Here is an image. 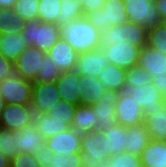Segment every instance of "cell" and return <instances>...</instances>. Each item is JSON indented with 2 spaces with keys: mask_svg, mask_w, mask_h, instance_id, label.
I'll list each match as a JSON object with an SVG mask.
<instances>
[{
  "mask_svg": "<svg viewBox=\"0 0 166 167\" xmlns=\"http://www.w3.org/2000/svg\"><path fill=\"white\" fill-rule=\"evenodd\" d=\"M126 73V69L108 63L97 78L106 90L122 92L126 84Z\"/></svg>",
  "mask_w": 166,
  "mask_h": 167,
  "instance_id": "484cf974",
  "label": "cell"
},
{
  "mask_svg": "<svg viewBox=\"0 0 166 167\" xmlns=\"http://www.w3.org/2000/svg\"><path fill=\"white\" fill-rule=\"evenodd\" d=\"M80 81L84 87L82 105H91L102 99L106 89L97 77L80 75Z\"/></svg>",
  "mask_w": 166,
  "mask_h": 167,
  "instance_id": "f546056e",
  "label": "cell"
},
{
  "mask_svg": "<svg viewBox=\"0 0 166 167\" xmlns=\"http://www.w3.org/2000/svg\"><path fill=\"white\" fill-rule=\"evenodd\" d=\"M128 21L145 27L147 30L162 23L154 0H123Z\"/></svg>",
  "mask_w": 166,
  "mask_h": 167,
  "instance_id": "8992f818",
  "label": "cell"
},
{
  "mask_svg": "<svg viewBox=\"0 0 166 167\" xmlns=\"http://www.w3.org/2000/svg\"><path fill=\"white\" fill-rule=\"evenodd\" d=\"M106 53L108 63L117 67L129 69L138 64L140 49L138 47L114 43L111 46L101 47Z\"/></svg>",
  "mask_w": 166,
  "mask_h": 167,
  "instance_id": "e0dca14e",
  "label": "cell"
},
{
  "mask_svg": "<svg viewBox=\"0 0 166 167\" xmlns=\"http://www.w3.org/2000/svg\"><path fill=\"white\" fill-rule=\"evenodd\" d=\"M46 145V139L32 124L16 131V150L20 153L34 154L39 147Z\"/></svg>",
  "mask_w": 166,
  "mask_h": 167,
  "instance_id": "44dd1931",
  "label": "cell"
},
{
  "mask_svg": "<svg viewBox=\"0 0 166 167\" xmlns=\"http://www.w3.org/2000/svg\"><path fill=\"white\" fill-rule=\"evenodd\" d=\"M151 77L166 75V55L144 46L139 53L138 64Z\"/></svg>",
  "mask_w": 166,
  "mask_h": 167,
  "instance_id": "ffe728a7",
  "label": "cell"
},
{
  "mask_svg": "<svg viewBox=\"0 0 166 167\" xmlns=\"http://www.w3.org/2000/svg\"><path fill=\"white\" fill-rule=\"evenodd\" d=\"M108 64L106 53L103 48L78 54L75 71L79 75L98 77Z\"/></svg>",
  "mask_w": 166,
  "mask_h": 167,
  "instance_id": "2e32d148",
  "label": "cell"
},
{
  "mask_svg": "<svg viewBox=\"0 0 166 167\" xmlns=\"http://www.w3.org/2000/svg\"><path fill=\"white\" fill-rule=\"evenodd\" d=\"M33 82L13 74L0 81V94L5 104L30 105Z\"/></svg>",
  "mask_w": 166,
  "mask_h": 167,
  "instance_id": "52a82bcc",
  "label": "cell"
},
{
  "mask_svg": "<svg viewBox=\"0 0 166 167\" xmlns=\"http://www.w3.org/2000/svg\"><path fill=\"white\" fill-rule=\"evenodd\" d=\"M163 22H166V0H154Z\"/></svg>",
  "mask_w": 166,
  "mask_h": 167,
  "instance_id": "f6af8a7d",
  "label": "cell"
},
{
  "mask_svg": "<svg viewBox=\"0 0 166 167\" xmlns=\"http://www.w3.org/2000/svg\"><path fill=\"white\" fill-rule=\"evenodd\" d=\"M143 167H166V141L151 139L140 155Z\"/></svg>",
  "mask_w": 166,
  "mask_h": 167,
  "instance_id": "603a6c76",
  "label": "cell"
},
{
  "mask_svg": "<svg viewBox=\"0 0 166 167\" xmlns=\"http://www.w3.org/2000/svg\"><path fill=\"white\" fill-rule=\"evenodd\" d=\"M147 33L148 30L145 27L131 21L119 26H109L100 31L101 47L120 43L132 45L141 50L146 46Z\"/></svg>",
  "mask_w": 166,
  "mask_h": 167,
  "instance_id": "7a4b0ae2",
  "label": "cell"
},
{
  "mask_svg": "<svg viewBox=\"0 0 166 167\" xmlns=\"http://www.w3.org/2000/svg\"><path fill=\"white\" fill-rule=\"evenodd\" d=\"M59 94L55 81L33 82L30 106L34 114L47 113L60 100Z\"/></svg>",
  "mask_w": 166,
  "mask_h": 167,
  "instance_id": "30bf717a",
  "label": "cell"
},
{
  "mask_svg": "<svg viewBox=\"0 0 166 167\" xmlns=\"http://www.w3.org/2000/svg\"><path fill=\"white\" fill-rule=\"evenodd\" d=\"M34 115L30 105L5 104L0 116V126L8 130L19 131L33 123Z\"/></svg>",
  "mask_w": 166,
  "mask_h": 167,
  "instance_id": "8fae6325",
  "label": "cell"
},
{
  "mask_svg": "<svg viewBox=\"0 0 166 167\" xmlns=\"http://www.w3.org/2000/svg\"><path fill=\"white\" fill-rule=\"evenodd\" d=\"M22 35L29 46L46 53L61 38L60 27L55 23H43L38 19L24 22Z\"/></svg>",
  "mask_w": 166,
  "mask_h": 167,
  "instance_id": "277c9868",
  "label": "cell"
},
{
  "mask_svg": "<svg viewBox=\"0 0 166 167\" xmlns=\"http://www.w3.org/2000/svg\"><path fill=\"white\" fill-rule=\"evenodd\" d=\"M10 167H40L32 154L18 153L10 160Z\"/></svg>",
  "mask_w": 166,
  "mask_h": 167,
  "instance_id": "60d3db41",
  "label": "cell"
},
{
  "mask_svg": "<svg viewBox=\"0 0 166 167\" xmlns=\"http://www.w3.org/2000/svg\"><path fill=\"white\" fill-rule=\"evenodd\" d=\"M0 167H10V159L0 152Z\"/></svg>",
  "mask_w": 166,
  "mask_h": 167,
  "instance_id": "7dc6e473",
  "label": "cell"
},
{
  "mask_svg": "<svg viewBox=\"0 0 166 167\" xmlns=\"http://www.w3.org/2000/svg\"><path fill=\"white\" fill-rule=\"evenodd\" d=\"M97 116L91 105L76 108L71 127L81 134L96 130Z\"/></svg>",
  "mask_w": 166,
  "mask_h": 167,
  "instance_id": "83f0119b",
  "label": "cell"
},
{
  "mask_svg": "<svg viewBox=\"0 0 166 167\" xmlns=\"http://www.w3.org/2000/svg\"><path fill=\"white\" fill-rule=\"evenodd\" d=\"M156 89L160 92L162 97L166 99V75L154 76L151 79Z\"/></svg>",
  "mask_w": 166,
  "mask_h": 167,
  "instance_id": "ee69618b",
  "label": "cell"
},
{
  "mask_svg": "<svg viewBox=\"0 0 166 167\" xmlns=\"http://www.w3.org/2000/svg\"><path fill=\"white\" fill-rule=\"evenodd\" d=\"M83 167H107L110 157L107 138L102 131L94 130L81 135V150Z\"/></svg>",
  "mask_w": 166,
  "mask_h": 167,
  "instance_id": "3957f363",
  "label": "cell"
},
{
  "mask_svg": "<svg viewBox=\"0 0 166 167\" xmlns=\"http://www.w3.org/2000/svg\"><path fill=\"white\" fill-rule=\"evenodd\" d=\"M45 54V51L35 46H28L14 62L15 74L33 82L37 73H41L42 58Z\"/></svg>",
  "mask_w": 166,
  "mask_h": 167,
  "instance_id": "9c48e42d",
  "label": "cell"
},
{
  "mask_svg": "<svg viewBox=\"0 0 166 167\" xmlns=\"http://www.w3.org/2000/svg\"><path fill=\"white\" fill-rule=\"evenodd\" d=\"M39 4V0H17L12 8L24 22H27L38 19Z\"/></svg>",
  "mask_w": 166,
  "mask_h": 167,
  "instance_id": "d590c367",
  "label": "cell"
},
{
  "mask_svg": "<svg viewBox=\"0 0 166 167\" xmlns=\"http://www.w3.org/2000/svg\"><path fill=\"white\" fill-rule=\"evenodd\" d=\"M23 25V19L13 8L0 9V35L8 34L12 31L22 32Z\"/></svg>",
  "mask_w": 166,
  "mask_h": 167,
  "instance_id": "4dcf8cb0",
  "label": "cell"
},
{
  "mask_svg": "<svg viewBox=\"0 0 166 167\" xmlns=\"http://www.w3.org/2000/svg\"><path fill=\"white\" fill-rule=\"evenodd\" d=\"M52 62L60 72L72 71L75 69L78 53L63 38H60L47 52Z\"/></svg>",
  "mask_w": 166,
  "mask_h": 167,
  "instance_id": "d6986e66",
  "label": "cell"
},
{
  "mask_svg": "<svg viewBox=\"0 0 166 167\" xmlns=\"http://www.w3.org/2000/svg\"><path fill=\"white\" fill-rule=\"evenodd\" d=\"M122 92L130 95L143 109L144 118L166 102L152 81L138 87L125 85Z\"/></svg>",
  "mask_w": 166,
  "mask_h": 167,
  "instance_id": "ba28073f",
  "label": "cell"
},
{
  "mask_svg": "<svg viewBox=\"0 0 166 167\" xmlns=\"http://www.w3.org/2000/svg\"><path fill=\"white\" fill-rule=\"evenodd\" d=\"M28 46L22 32L12 31L8 34L0 35V53L12 62H15Z\"/></svg>",
  "mask_w": 166,
  "mask_h": 167,
  "instance_id": "7402d4cb",
  "label": "cell"
},
{
  "mask_svg": "<svg viewBox=\"0 0 166 167\" xmlns=\"http://www.w3.org/2000/svg\"><path fill=\"white\" fill-rule=\"evenodd\" d=\"M4 106H5V102H4L3 97L0 94V116H1V114L3 112Z\"/></svg>",
  "mask_w": 166,
  "mask_h": 167,
  "instance_id": "c3c4849f",
  "label": "cell"
},
{
  "mask_svg": "<svg viewBox=\"0 0 166 167\" xmlns=\"http://www.w3.org/2000/svg\"><path fill=\"white\" fill-rule=\"evenodd\" d=\"M150 140L144 122L138 125L128 126L125 152L140 156Z\"/></svg>",
  "mask_w": 166,
  "mask_h": 167,
  "instance_id": "cb8c5ba5",
  "label": "cell"
},
{
  "mask_svg": "<svg viewBox=\"0 0 166 167\" xmlns=\"http://www.w3.org/2000/svg\"><path fill=\"white\" fill-rule=\"evenodd\" d=\"M33 125L45 139L71 128L68 123L52 118L48 113L34 115Z\"/></svg>",
  "mask_w": 166,
  "mask_h": 167,
  "instance_id": "4316f807",
  "label": "cell"
},
{
  "mask_svg": "<svg viewBox=\"0 0 166 167\" xmlns=\"http://www.w3.org/2000/svg\"><path fill=\"white\" fill-rule=\"evenodd\" d=\"M77 107V105L70 104L67 101L60 99L56 105L49 109L47 113L52 118L58 119L59 121H64L71 126Z\"/></svg>",
  "mask_w": 166,
  "mask_h": 167,
  "instance_id": "e575fe53",
  "label": "cell"
},
{
  "mask_svg": "<svg viewBox=\"0 0 166 167\" xmlns=\"http://www.w3.org/2000/svg\"><path fill=\"white\" fill-rule=\"evenodd\" d=\"M115 105L116 123L128 127L144 122L142 107L130 95L120 92Z\"/></svg>",
  "mask_w": 166,
  "mask_h": 167,
  "instance_id": "4fadbf2b",
  "label": "cell"
},
{
  "mask_svg": "<svg viewBox=\"0 0 166 167\" xmlns=\"http://www.w3.org/2000/svg\"><path fill=\"white\" fill-rule=\"evenodd\" d=\"M81 135L80 132L71 127L46 139V146L54 154L61 153L62 155H67L69 153H80Z\"/></svg>",
  "mask_w": 166,
  "mask_h": 167,
  "instance_id": "ac0fdd59",
  "label": "cell"
},
{
  "mask_svg": "<svg viewBox=\"0 0 166 167\" xmlns=\"http://www.w3.org/2000/svg\"><path fill=\"white\" fill-rule=\"evenodd\" d=\"M38 20L43 23L57 24L61 11V0H39Z\"/></svg>",
  "mask_w": 166,
  "mask_h": 167,
  "instance_id": "d6a6232c",
  "label": "cell"
},
{
  "mask_svg": "<svg viewBox=\"0 0 166 167\" xmlns=\"http://www.w3.org/2000/svg\"><path fill=\"white\" fill-rule=\"evenodd\" d=\"M146 46L166 55V22L148 30Z\"/></svg>",
  "mask_w": 166,
  "mask_h": 167,
  "instance_id": "836d02e7",
  "label": "cell"
},
{
  "mask_svg": "<svg viewBox=\"0 0 166 167\" xmlns=\"http://www.w3.org/2000/svg\"><path fill=\"white\" fill-rule=\"evenodd\" d=\"M15 74L14 62L8 60L0 53V81Z\"/></svg>",
  "mask_w": 166,
  "mask_h": 167,
  "instance_id": "b9f144b4",
  "label": "cell"
},
{
  "mask_svg": "<svg viewBox=\"0 0 166 167\" xmlns=\"http://www.w3.org/2000/svg\"><path fill=\"white\" fill-rule=\"evenodd\" d=\"M55 83L60 99L73 105H82L84 87L80 81V75L75 70L61 72Z\"/></svg>",
  "mask_w": 166,
  "mask_h": 167,
  "instance_id": "7c38bea8",
  "label": "cell"
},
{
  "mask_svg": "<svg viewBox=\"0 0 166 167\" xmlns=\"http://www.w3.org/2000/svg\"><path fill=\"white\" fill-rule=\"evenodd\" d=\"M61 38L79 54L101 47L100 30L86 16L72 20L60 27Z\"/></svg>",
  "mask_w": 166,
  "mask_h": 167,
  "instance_id": "6da1fadb",
  "label": "cell"
},
{
  "mask_svg": "<svg viewBox=\"0 0 166 167\" xmlns=\"http://www.w3.org/2000/svg\"><path fill=\"white\" fill-rule=\"evenodd\" d=\"M33 156L40 167H83L81 153L54 154L46 145L35 150Z\"/></svg>",
  "mask_w": 166,
  "mask_h": 167,
  "instance_id": "5bb4252c",
  "label": "cell"
},
{
  "mask_svg": "<svg viewBox=\"0 0 166 167\" xmlns=\"http://www.w3.org/2000/svg\"><path fill=\"white\" fill-rule=\"evenodd\" d=\"M107 167H140V156L130 154L128 152H121L111 155L107 159Z\"/></svg>",
  "mask_w": 166,
  "mask_h": 167,
  "instance_id": "74e56055",
  "label": "cell"
},
{
  "mask_svg": "<svg viewBox=\"0 0 166 167\" xmlns=\"http://www.w3.org/2000/svg\"><path fill=\"white\" fill-rule=\"evenodd\" d=\"M83 16L80 0H61V11L57 17V25L61 27Z\"/></svg>",
  "mask_w": 166,
  "mask_h": 167,
  "instance_id": "1f68e13d",
  "label": "cell"
},
{
  "mask_svg": "<svg viewBox=\"0 0 166 167\" xmlns=\"http://www.w3.org/2000/svg\"><path fill=\"white\" fill-rule=\"evenodd\" d=\"M17 0H0L1 8H12Z\"/></svg>",
  "mask_w": 166,
  "mask_h": 167,
  "instance_id": "bcb514c9",
  "label": "cell"
},
{
  "mask_svg": "<svg viewBox=\"0 0 166 167\" xmlns=\"http://www.w3.org/2000/svg\"><path fill=\"white\" fill-rule=\"evenodd\" d=\"M16 131L0 126V152L10 160L18 154L16 150Z\"/></svg>",
  "mask_w": 166,
  "mask_h": 167,
  "instance_id": "8d00e7d4",
  "label": "cell"
},
{
  "mask_svg": "<svg viewBox=\"0 0 166 167\" xmlns=\"http://www.w3.org/2000/svg\"><path fill=\"white\" fill-rule=\"evenodd\" d=\"M151 79L152 77L143 68L134 65L127 69L125 85L138 87L147 84Z\"/></svg>",
  "mask_w": 166,
  "mask_h": 167,
  "instance_id": "ab89813d",
  "label": "cell"
},
{
  "mask_svg": "<svg viewBox=\"0 0 166 167\" xmlns=\"http://www.w3.org/2000/svg\"><path fill=\"white\" fill-rule=\"evenodd\" d=\"M60 71L54 65L51 57L46 53L42 58L41 73H37L33 82H52L56 81L60 75Z\"/></svg>",
  "mask_w": 166,
  "mask_h": 167,
  "instance_id": "f35d334b",
  "label": "cell"
},
{
  "mask_svg": "<svg viewBox=\"0 0 166 167\" xmlns=\"http://www.w3.org/2000/svg\"><path fill=\"white\" fill-rule=\"evenodd\" d=\"M86 18L100 31L128 21L123 0H106L101 9L87 14Z\"/></svg>",
  "mask_w": 166,
  "mask_h": 167,
  "instance_id": "5b68a950",
  "label": "cell"
},
{
  "mask_svg": "<svg viewBox=\"0 0 166 167\" xmlns=\"http://www.w3.org/2000/svg\"><path fill=\"white\" fill-rule=\"evenodd\" d=\"M150 139L166 141V102L144 118Z\"/></svg>",
  "mask_w": 166,
  "mask_h": 167,
  "instance_id": "d4e9b609",
  "label": "cell"
},
{
  "mask_svg": "<svg viewBox=\"0 0 166 167\" xmlns=\"http://www.w3.org/2000/svg\"><path fill=\"white\" fill-rule=\"evenodd\" d=\"M105 1L106 0H80L84 16L101 9Z\"/></svg>",
  "mask_w": 166,
  "mask_h": 167,
  "instance_id": "7bdbcfd3",
  "label": "cell"
},
{
  "mask_svg": "<svg viewBox=\"0 0 166 167\" xmlns=\"http://www.w3.org/2000/svg\"><path fill=\"white\" fill-rule=\"evenodd\" d=\"M118 91L105 90L102 99L94 104H91L97 116L96 130H104L105 128L116 123L115 112L116 102L119 96Z\"/></svg>",
  "mask_w": 166,
  "mask_h": 167,
  "instance_id": "9a60e30c",
  "label": "cell"
},
{
  "mask_svg": "<svg viewBox=\"0 0 166 167\" xmlns=\"http://www.w3.org/2000/svg\"><path fill=\"white\" fill-rule=\"evenodd\" d=\"M102 133L107 138L110 156L125 151L127 127L115 123L102 130Z\"/></svg>",
  "mask_w": 166,
  "mask_h": 167,
  "instance_id": "f1b7e54d",
  "label": "cell"
}]
</instances>
